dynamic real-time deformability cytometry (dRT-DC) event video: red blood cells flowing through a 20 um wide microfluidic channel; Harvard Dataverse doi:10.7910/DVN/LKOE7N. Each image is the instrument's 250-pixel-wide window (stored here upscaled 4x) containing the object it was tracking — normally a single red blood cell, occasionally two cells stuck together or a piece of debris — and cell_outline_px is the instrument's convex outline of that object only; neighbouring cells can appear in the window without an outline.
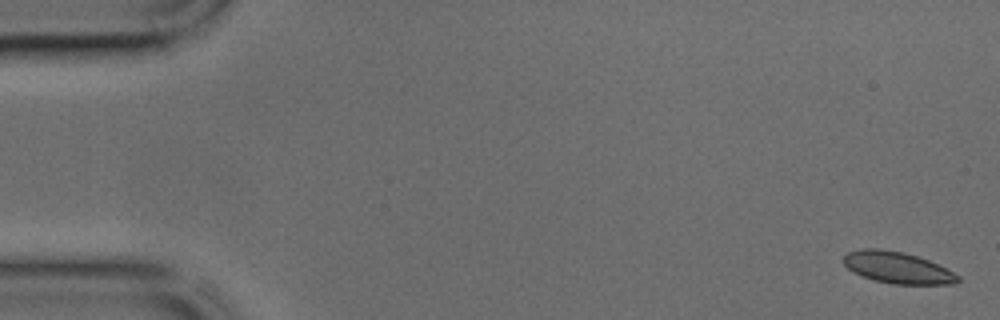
{"species": "common noctule bat (a hibernating species)", "species_latin": "Nyctalus noctula", "temperature_condition": "cold", "stored_images_in_passage": 44, "camera_frame_rate_fps": 3000, "um_per_image_px": 0.085, "animal": {"sex": "male", "body_mass_g": 17.9, "forearm_length_mm": 54.2}, "frame": {"image": 1, "passage_image": 1, "time_ms": 0.0, "image_size_px": [1000, 320], "cell_outline_px": [[960, 280], [956, 284], [892, 284], [876, 280], [852, 272], [844, 264], [844, 256], [848, 252], [864, 248], [876, 248], [904, 252], [928, 260], [960, 276]], "centroid_in_image_um": [76.28, 22.75], "position_along_channel_um": 8.7, "area_um2": 20.75}}
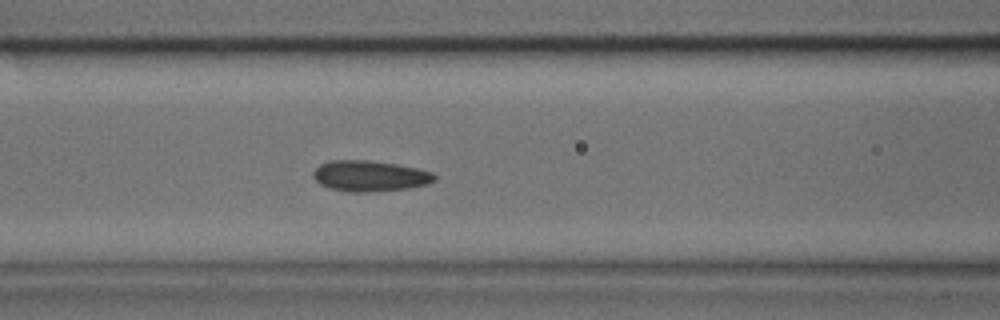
{"frame": {"image": 2, "passage_image": 18, "time_ms": 5.667, "image_size_px": [1000, 320], "cell_outline_px": [[436, 180], [428, 184], [408, 188], [368, 192], [352, 192], [332, 188], [320, 184], [312, 176], [312, 172], [320, 164], [328, 160], [368, 160], [396, 164], [416, 168], [432, 172], [436, 176]], "centroid_in_image_um": [31.43, 14.95], "position_along_channel_um": 135.2, "area_um2": 21.73}}
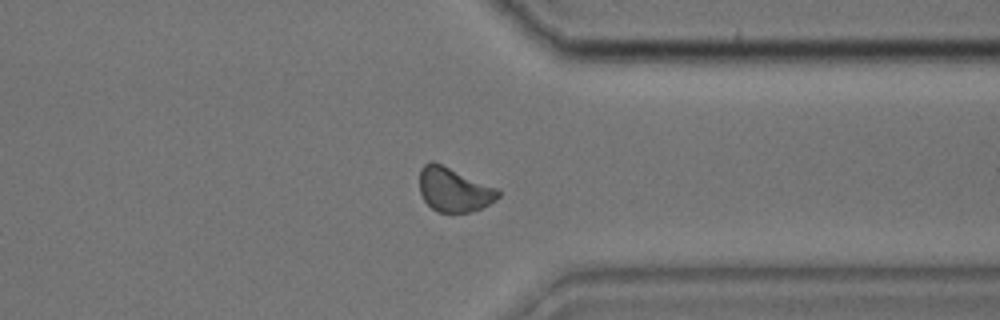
{"frame": {"image": 3, "passage_image": 34, "time_ms": 11.0, "image_size_px": [1000, 320], "cell_outline_px": [[500, 196], [496, 200], [480, 208], [468, 212], [440, 212], [432, 208], [424, 200], [420, 192], [420, 168], [428, 160], [432, 160], [500, 188]], "centroid_in_image_um": [38.6, 16.09], "position_along_channel_um": 372.8, "area_um2": 20.4}}